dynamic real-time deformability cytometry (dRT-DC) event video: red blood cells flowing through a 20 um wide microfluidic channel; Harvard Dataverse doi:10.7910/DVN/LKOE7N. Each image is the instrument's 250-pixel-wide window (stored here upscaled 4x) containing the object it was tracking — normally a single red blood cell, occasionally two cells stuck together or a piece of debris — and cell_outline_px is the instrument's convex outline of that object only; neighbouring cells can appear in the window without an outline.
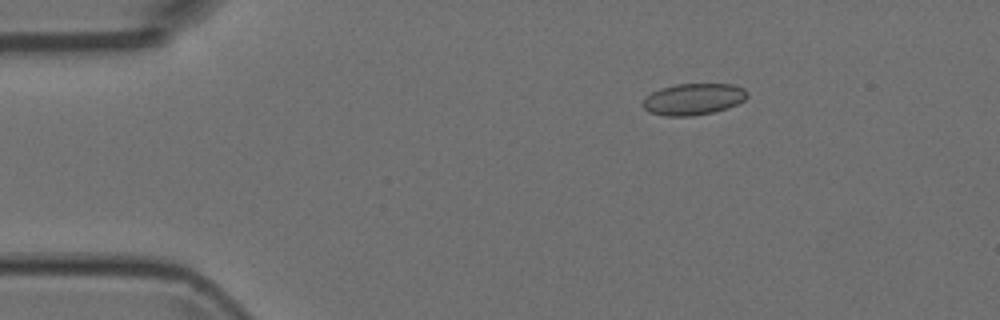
{"species": "Egyptian fruit bat (a non-hibernating species)", "species_latin": "Rousettus aegyptiacus", "temperature_condition": "room temperature", "stored_images_in_passage": 3, "camera_frame_rate_fps": 3000, "um_per_image_px": 0.085, "animal": {"sex": "female"}, "frame": {"image": 1, "passage_image": 1, "time_ms": 0.0, "image_size_px": [1000, 320], "cell_outline_px": [[748, 96], [744, 100], [728, 108], [712, 112], [692, 116], [664, 116], [648, 112], [640, 104], [652, 92], [660, 88], [676, 84], [736, 84], [744, 88], [748, 92]], "centroid_in_image_um": [58.94, 8.43], "position_along_channel_um": 26.1, "area_um2": 19.31}}
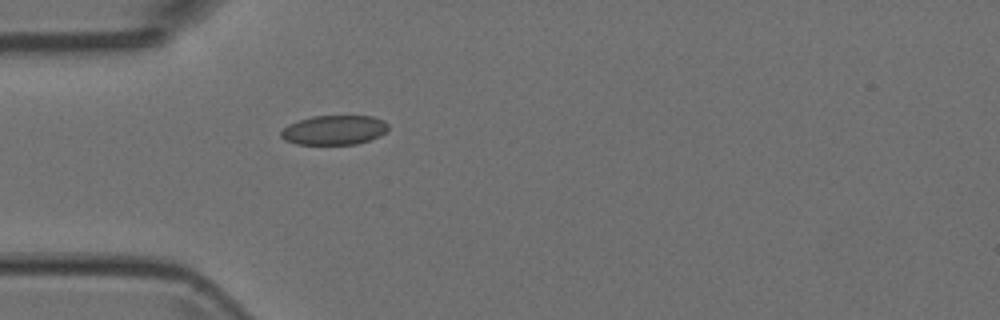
{"frame": {"image": 2, "passage_image": 3, "time_ms": 0.667, "image_size_px": [1000, 320], "cell_outline_px": [[388, 128], [380, 136], [356, 144], [296, 144], [284, 140], [280, 136], [280, 132], [288, 124], [312, 116], [372, 116], [384, 120], [388, 124]], "centroid_in_image_um": [28.39, 11.05], "position_along_channel_um": 56.6, "area_um2": 18.38}}